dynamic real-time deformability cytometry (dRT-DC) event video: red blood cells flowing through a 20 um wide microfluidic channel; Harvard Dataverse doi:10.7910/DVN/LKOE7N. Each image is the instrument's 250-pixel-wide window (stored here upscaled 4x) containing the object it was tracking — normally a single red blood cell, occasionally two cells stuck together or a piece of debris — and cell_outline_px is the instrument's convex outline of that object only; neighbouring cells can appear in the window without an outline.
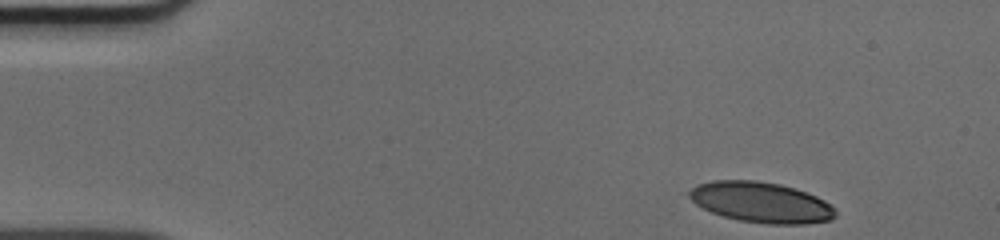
{"species": "human", "species_latin": "Homo sapiens", "temperature_condition": "cold", "stored_images_in_passage": 40, "camera_frame_rate_fps": 3000, "um_per_image_px": 0.085, "donor": {"sex": "male"}, "frame": {"image": 1, "passage_image": 1, "time_ms": 0.0, "image_size_px": [1000, 240], "cell_outline_px": [[836, 216], [832, 220], [808, 224], [768, 224], [740, 220], [724, 216], [712, 212], [696, 204], [688, 196], [688, 192], [696, 184], [712, 180], [756, 180], [780, 184], [816, 196], [832, 204], [836, 212]], "centroid_in_image_um": [64.71, 17.2], "position_along_channel_um": 20.3, "area_um2": 34.56}}
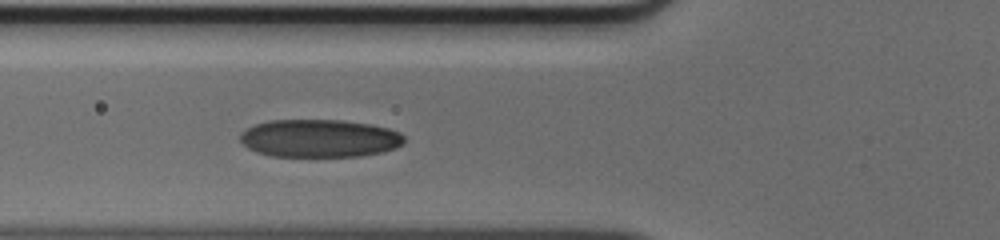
{"frame": {"image": 2, "passage_image": 14, "time_ms": 4.333, "image_size_px": [1000, 240], "cell_outline_px": [[404, 144], [396, 148], [384, 152], [360, 156], [272, 156], [256, 152], [248, 148], [240, 140], [240, 132], [244, 128], [268, 120], [344, 120], [368, 124], [388, 128], [400, 132], [404, 136]], "centroid_in_image_um": [27.15, 11.75], "position_along_channel_um": 98.6, "area_um2": 36.47}}
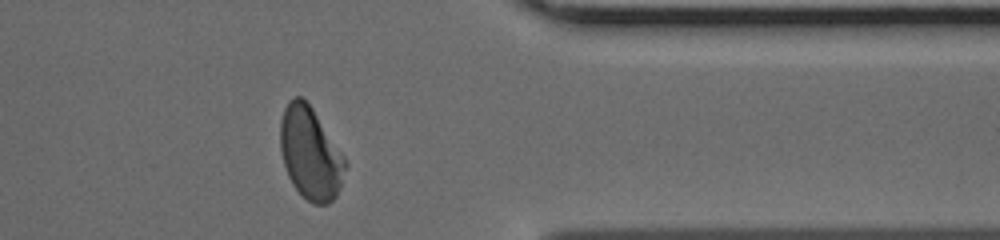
{"frame": {"image": 3, "passage_image": 36, "time_ms": 11.667, "image_size_px": [1000, 240], "cell_outline_px": [[348, 164], [340, 188], [336, 196], [328, 204], [312, 204], [292, 184], [288, 176], [284, 164], [280, 148], [280, 120], [284, 108], [288, 100], [296, 96], [300, 96], [312, 108], [344, 156]], "centroid_in_image_um": [26.38, 13.04], "position_along_channel_um": 385.0, "area_um2": 34.8}}